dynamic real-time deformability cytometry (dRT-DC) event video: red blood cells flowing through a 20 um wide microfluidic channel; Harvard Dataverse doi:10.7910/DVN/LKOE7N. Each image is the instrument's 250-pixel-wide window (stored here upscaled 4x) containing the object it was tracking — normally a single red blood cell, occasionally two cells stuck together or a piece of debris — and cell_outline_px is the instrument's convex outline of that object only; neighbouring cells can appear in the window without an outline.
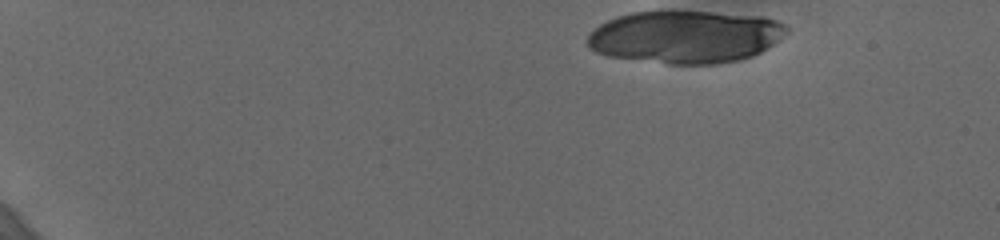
{"species": "human", "species_latin": "Homo sapiens", "temperature_condition": "cold", "stored_images_in_passage": 16, "camera_frame_rate_fps": 3000, "um_per_image_px": 0.085, "donor": {"sex": "female"}, "frame": {"image": 1, "passage_image": 1, "time_ms": 0.0, "image_size_px": [1000, 240], "cell_outline_px": [[780, 24], [768, 44], [764, 48], [748, 56], [732, 60], [708, 64], [676, 64], [616, 56], [600, 52], [592, 48], [588, 44], [588, 36], [596, 28], [620, 16], [636, 12], [704, 12], [772, 20]], "centroid_in_image_um": [58.04, 3.14], "position_along_channel_um": 27.0, "area_um2": 56.7}}